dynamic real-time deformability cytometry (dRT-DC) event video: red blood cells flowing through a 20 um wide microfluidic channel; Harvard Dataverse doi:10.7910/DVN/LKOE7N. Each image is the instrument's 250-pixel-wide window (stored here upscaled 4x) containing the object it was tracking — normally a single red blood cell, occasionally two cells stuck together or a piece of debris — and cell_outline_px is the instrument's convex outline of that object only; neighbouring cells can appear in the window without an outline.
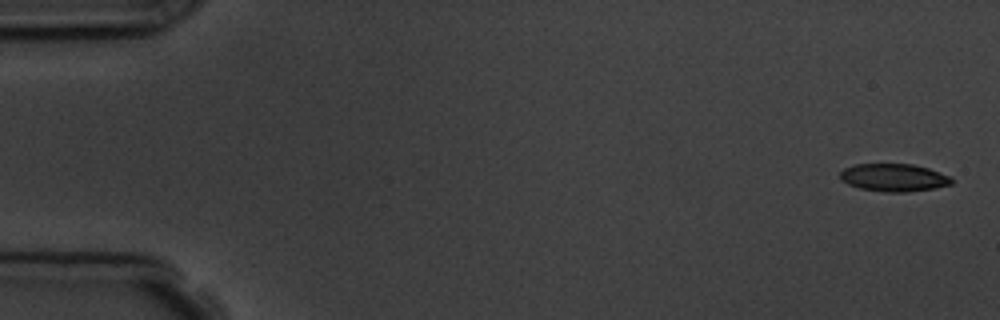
{"species": "common noctule bat (a hibernating species)", "species_latin": "Nyctalus noctula", "temperature_condition": "room temperature", "stored_images_in_passage": 5, "camera_frame_rate_fps": 3000, "um_per_image_px": 0.085, "animal": {"sex": "male", "body_mass_g": 19.5, "forearm_length_mm": 54.6}, "frame": {"image": 1, "passage_image": 1, "time_ms": 0.0, "image_size_px": [1000, 320], "cell_outline_px": [[952, 184], [932, 188], [904, 192], [884, 192], [860, 188], [848, 184], [840, 180], [840, 172], [844, 168], [856, 164], [912, 164], [928, 168], [952, 176]], "centroid_in_image_um": [75.96, 15.09], "position_along_channel_um": 9.0, "area_um2": 17.98}}